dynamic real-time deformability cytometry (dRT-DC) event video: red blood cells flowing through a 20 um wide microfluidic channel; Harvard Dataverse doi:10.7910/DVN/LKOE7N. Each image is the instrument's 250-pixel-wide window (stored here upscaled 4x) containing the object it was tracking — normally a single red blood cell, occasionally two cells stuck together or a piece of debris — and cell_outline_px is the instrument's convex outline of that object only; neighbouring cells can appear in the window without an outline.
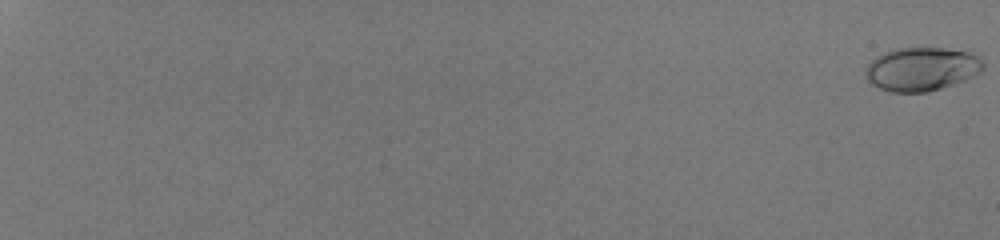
{"species": "human", "species_latin": "Homo sapiens", "temperature_condition": "room temperature", "stored_images_in_passage": 56, "camera_frame_rate_fps": 3000, "um_per_image_px": 0.085, "donor": {"sex": "male"}, "frame": {"image": 1, "passage_image": 1, "time_ms": 0.0, "image_size_px": [1000, 240], "cell_outline_px": [[984, 68], [980, 72], [964, 80], [928, 92], [892, 92], [880, 88], [872, 84], [864, 76], [864, 72], [868, 64], [876, 56], [884, 52], [896, 48], [944, 48], [968, 52], [976, 56], [984, 64]], "centroid_in_image_um": [78.3, 5.87], "position_along_channel_um": 6.7, "area_um2": 29.71}}
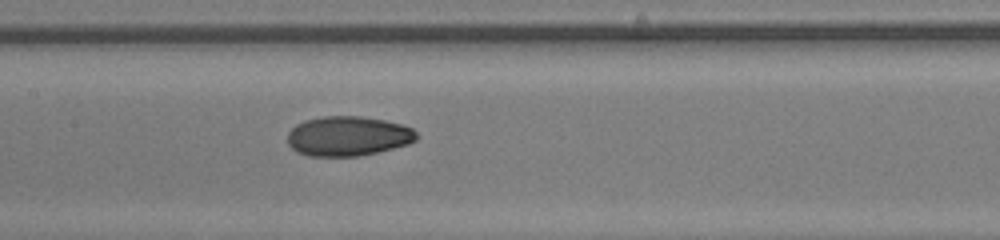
{"frame": {"image": 2, "passage_image": 34, "time_ms": 11.0, "image_size_px": [1000, 240], "cell_outline_px": [[420, 136], [416, 140], [408, 144], [360, 156], [308, 156], [296, 152], [288, 144], [288, 132], [296, 124], [304, 120], [324, 116], [360, 116], [384, 120], [404, 124], [412, 128]], "centroid_in_image_um": [29.58, 11.56], "position_along_channel_um": 177.8, "area_um2": 30.06}}
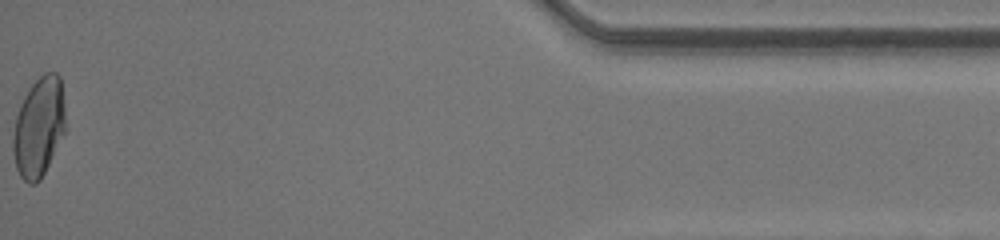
{"frame": {"image": 3, "passage_image": 56, "time_ms": 18.333, "image_size_px": [1000, 240], "cell_outline_px": [[64, 132], [40, 180], [36, 184], [28, 184], [20, 176], [16, 168], [12, 152], [12, 136], [16, 116], [20, 104], [24, 96], [32, 84], [44, 72], [56, 72], [60, 76], [64, 104]], "centroid_in_image_um": [3.27, 10.8], "position_along_channel_um": 431.9, "area_um2": 30.29}, "authors_computed_cell_mechanics": {"area_um2": 29.5358, "velocity_mm_per_s": 4.2832, "shape_relaxation_time_tau1_ms": 8.5496, "shape_relaxation_time_tau2_ms": 0.8664, "deformation_change_tau1": 0.2646, "deformation_change_tau2": 0.0378}}